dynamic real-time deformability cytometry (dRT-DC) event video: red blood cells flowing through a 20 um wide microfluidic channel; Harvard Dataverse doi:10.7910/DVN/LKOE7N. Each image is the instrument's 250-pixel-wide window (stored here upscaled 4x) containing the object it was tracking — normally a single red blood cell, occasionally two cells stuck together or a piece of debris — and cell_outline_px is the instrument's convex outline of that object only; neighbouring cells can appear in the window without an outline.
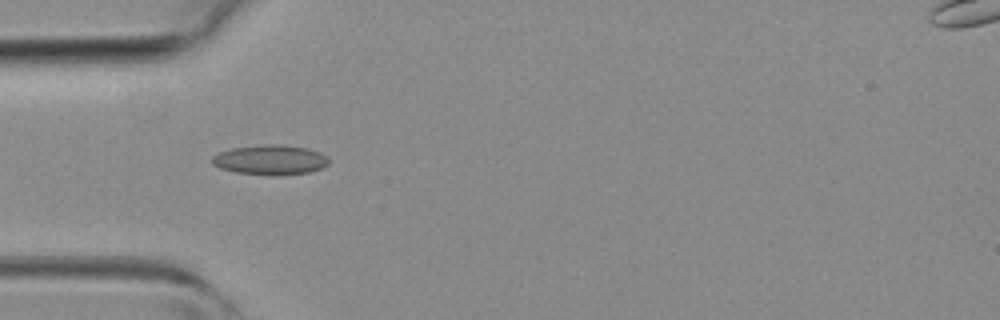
{"species": "common noctule bat (a hibernating species)", "species_latin": "Nyctalus noctula", "temperature_condition": "room temperature", "stored_images_in_passage": 41, "camera_frame_rate_fps": 3000, "um_per_image_px": 0.085, "animal": {"sex": "female", "body_mass_g": 19.3, "forearm_length_mm": 54.1}, "frame": {"image": 1, "passage_image": 12, "time_ms": 3.667, "image_size_px": [1000, 320], "cell_outline_px": [[328, 164], [320, 168], [308, 172], [280, 176], [236, 172], [220, 168], [212, 164], [212, 156], [220, 152], [232, 148], [264, 144], [276, 144], [308, 148], [320, 152], [328, 160]], "centroid_in_image_um": [22.95, 13.59], "position_along_channel_um": 62.0, "area_um2": 20.17}}
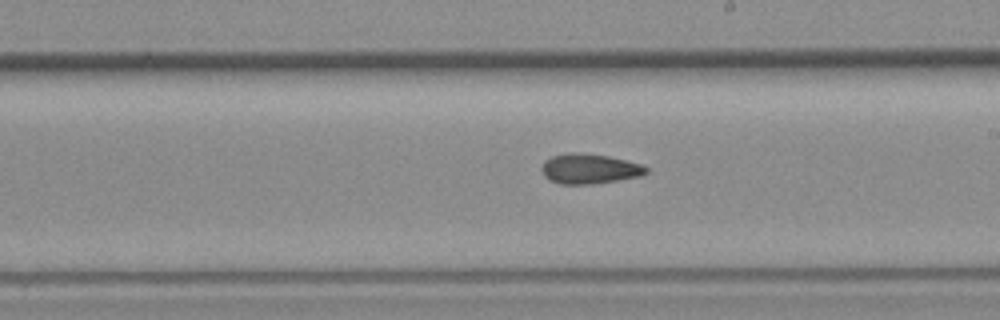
{"frame": {"image": 2, "passage_image": 23, "time_ms": 7.333, "image_size_px": [1000, 320], "cell_outline_px": [[648, 172], [640, 176], [592, 184], [560, 184], [548, 180], [544, 176], [540, 168], [544, 160], [552, 156], [568, 152], [576, 152], [608, 156], [640, 164], [648, 168]], "centroid_in_image_um": [50.04, 14.34], "position_along_channel_um": 239.0, "area_um2": 18.26}}
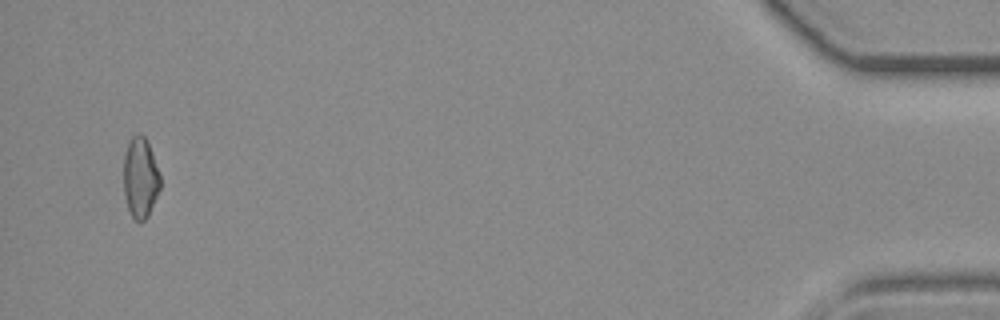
{"frame": {"image": 3, "passage_image": 40, "time_ms": 13.0, "image_size_px": [1000, 320], "cell_outline_px": [[160, 188], [148, 216], [140, 224], [132, 216], [128, 208], [124, 192], [124, 156], [128, 144], [132, 136], [144, 136], [148, 144], [160, 176]], "centroid_in_image_um": [11.92, 15.16], "position_along_channel_um": 423.3, "area_um2": 16.76}}